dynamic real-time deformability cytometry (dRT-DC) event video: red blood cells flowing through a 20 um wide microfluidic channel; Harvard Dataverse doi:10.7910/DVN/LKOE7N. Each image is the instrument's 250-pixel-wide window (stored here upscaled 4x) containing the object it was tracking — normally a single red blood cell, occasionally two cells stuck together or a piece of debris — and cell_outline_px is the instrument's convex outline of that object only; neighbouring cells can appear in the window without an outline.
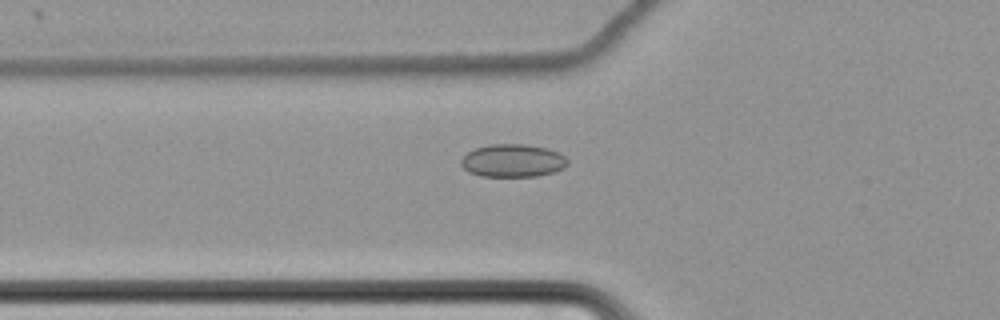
{"species": "common noctule bat (a hibernating species)", "species_latin": "Nyctalus noctula", "temperature_condition": "cold", "stored_images_in_passage": 62, "camera_frame_rate_fps": 3000, "um_per_image_px": 0.085, "animal": {"sex": "female", "body_mass_g": 22.7, "forearm_length_mm": 54.2}, "frame": {"image": 1, "passage_image": 24, "time_ms": 7.667, "image_size_px": [1000, 320], "cell_outline_px": [[568, 164], [564, 168], [552, 172], [536, 176], [480, 176], [468, 172], [460, 164], [460, 160], [468, 152], [476, 148], [492, 144], [524, 144], [548, 148], [560, 152], [568, 160]], "centroid_in_image_um": [43.59, 13.65], "position_along_channel_um": 82.2, "area_um2": 20.46}}
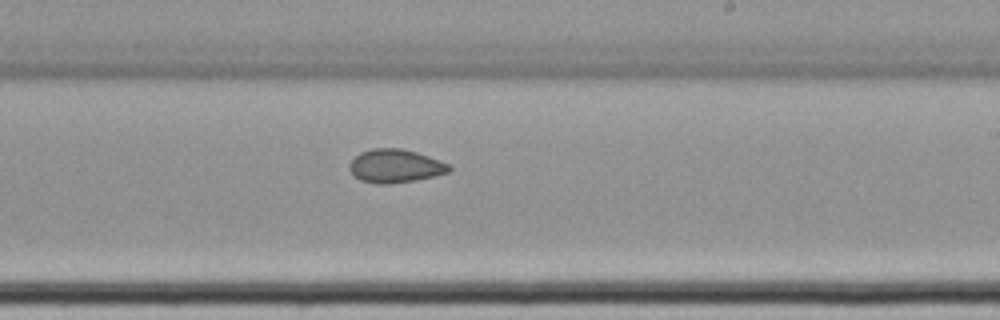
{"frame": {"image": 2, "passage_image": 39, "time_ms": 12.667, "image_size_px": [1000, 320], "cell_outline_px": [[452, 168], [448, 172], [416, 180], [388, 184], [376, 184], [360, 180], [352, 176], [348, 168], [348, 164], [360, 152], [372, 148], [400, 148], [416, 152], [452, 164]], "centroid_in_image_um": [33.57, 14.11], "position_along_channel_um": 255.4, "area_um2": 19.59}}
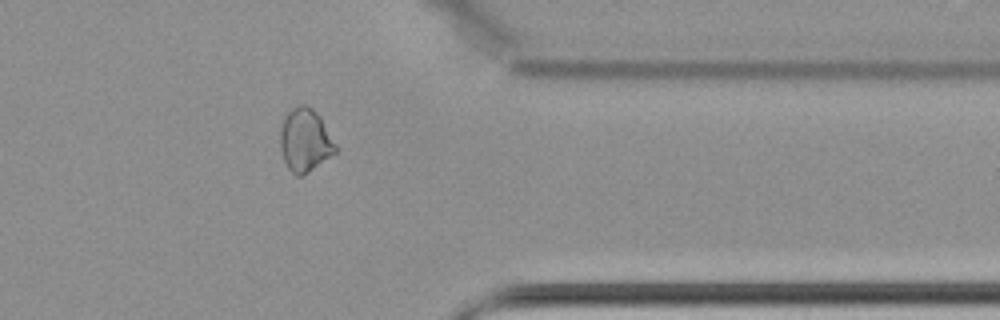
{"frame": {"image": 3, "passage_image": 51, "time_ms": 16.667, "image_size_px": [1000, 320], "cell_outline_px": [[336, 152], [304, 176], [296, 176], [288, 168], [284, 160], [280, 148], [280, 128], [284, 116], [296, 104], [304, 104], [312, 108], [320, 116], [336, 144]], "centroid_in_image_um": [25.91, 11.91], "position_along_channel_um": 385.5, "area_um2": 20.52}, "authors_computed_cell_mechanics": {"area_um2": 20.7791, "velocity_mm_per_s": 3.467, "shape_relaxation_time_tau1_ms": null, "shape_relaxation_time_tau2_ms": 4.3694, "deformation_change_tau1": null, "deformation_change_tau2": 0.0751}}